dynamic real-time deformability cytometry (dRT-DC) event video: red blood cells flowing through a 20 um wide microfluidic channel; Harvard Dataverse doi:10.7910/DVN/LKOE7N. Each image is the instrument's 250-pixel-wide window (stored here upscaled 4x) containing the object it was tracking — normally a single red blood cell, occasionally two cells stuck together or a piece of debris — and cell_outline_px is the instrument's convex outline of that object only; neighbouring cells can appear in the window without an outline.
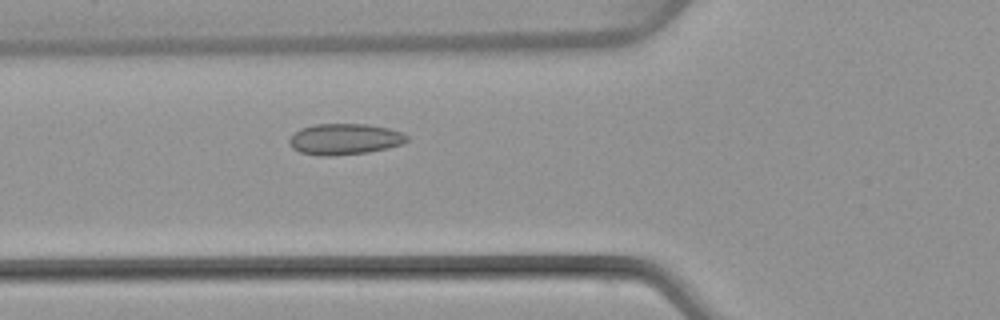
{"species": "common noctule bat (a hibernating species)", "species_latin": "Nyctalus noctula", "temperature_condition": "warm", "stored_images_in_passage": 50, "camera_frame_rate_fps": 3000, "um_per_image_px": 0.085, "animal": {"sex": "female", "body_mass_g": 22.7, "forearm_length_mm": 54.2}, "frame": {"image": 1, "passage_image": 18, "time_ms": 5.667, "image_size_px": [1000, 320], "cell_outline_px": [[408, 140], [400, 144], [388, 148], [368, 152], [332, 156], [320, 156], [300, 152], [292, 148], [288, 140], [300, 128], [316, 124], [368, 124], [388, 128], [400, 132], [408, 136]], "centroid_in_image_um": [29.28, 11.83], "position_along_channel_um": 96.5, "area_um2": 21.21}}
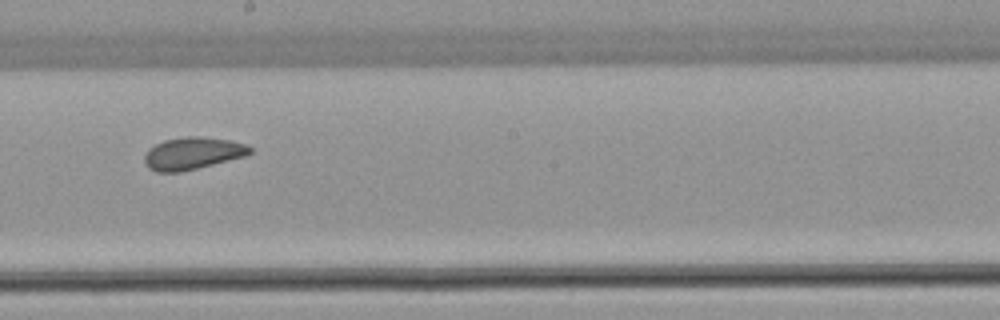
{"frame": {"image": 2, "passage_image": 28, "time_ms": 9.0, "image_size_px": [1000, 320], "cell_outline_px": [[252, 152], [244, 156], [180, 172], [156, 172], [148, 168], [144, 164], [144, 156], [148, 148], [164, 140], [188, 136], [200, 136], [228, 140], [244, 144], [252, 148]], "centroid_in_image_um": [16.31, 13.03], "position_along_channel_um": 231.9, "area_um2": 19.65}}
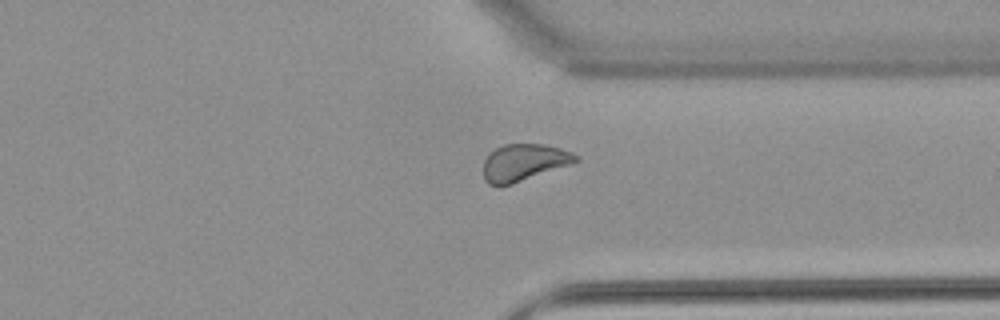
{"frame": {"image": 3, "passage_image": 38, "time_ms": 12.333, "image_size_px": [1000, 320], "cell_outline_px": [[580, 160], [572, 164], [512, 184], [488, 184], [484, 180], [484, 160], [496, 148], [504, 144], [544, 144], [560, 148], [572, 152], [580, 156]], "centroid_in_image_um": [44.59, 13.79], "position_along_channel_um": 366.8, "area_um2": 19.77}, "authors_computed_cell_mechanics": {"area_um2": 20.2878, "velocity_mm_per_s": 4.0549, "shape_relaxation_time_tau1_ms": null, "shape_relaxation_time_tau2_ms": 1.6185, "deformation_change_tau1": null, "deformation_change_tau2": 0.0613}}